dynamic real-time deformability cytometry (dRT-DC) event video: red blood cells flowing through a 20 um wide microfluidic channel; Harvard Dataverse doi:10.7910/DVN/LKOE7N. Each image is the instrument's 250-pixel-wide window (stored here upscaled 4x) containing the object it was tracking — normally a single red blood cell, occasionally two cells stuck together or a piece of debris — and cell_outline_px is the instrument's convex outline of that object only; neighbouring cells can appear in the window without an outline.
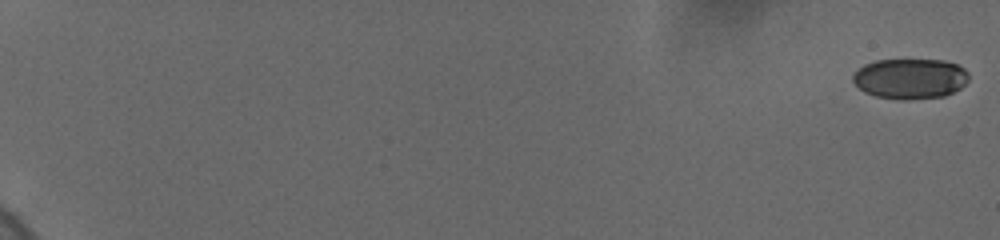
{"species": "human", "species_latin": "Homo sapiens", "temperature_condition": "cold", "stored_images_in_passage": 69, "camera_frame_rate_fps": 3000, "um_per_image_px": 0.085, "donor": {"sex": "female"}, "frame": {"image": 1, "passage_image": 1, "time_ms": 0.0, "image_size_px": [1000, 240], "cell_outline_px": [[968, 80], [960, 88], [944, 96], [904, 100], [876, 96], [864, 92], [852, 80], [852, 76], [864, 64], [876, 60], [944, 60], [956, 64], [964, 68], [968, 72]], "centroid_in_image_um": [77.37, 6.68], "position_along_channel_um": 7.6, "area_um2": 27.11}}
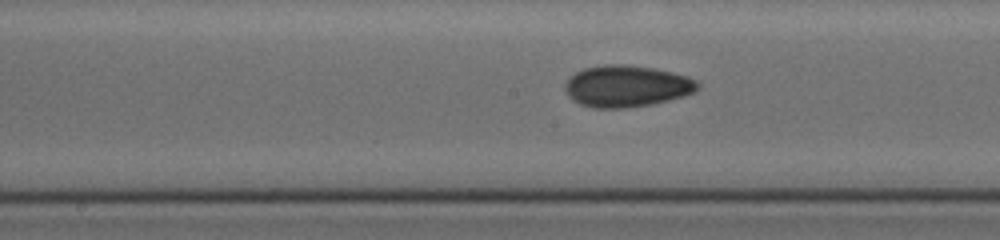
{"frame": {"image": 2, "passage_image": 36, "time_ms": 11.333, "image_size_px": [1000, 240], "cell_outline_px": [[700, 88], [684, 96], [652, 104], [628, 108], [592, 108], [580, 104], [572, 100], [568, 96], [564, 88], [564, 84], [576, 72], [584, 68], [604, 64], [624, 64], [652, 68], [672, 72], [688, 76], [696, 80], [700, 84]], "centroid_in_image_um": [53.26, 7.33], "position_along_channel_um": 194.9, "area_um2": 32.31}}
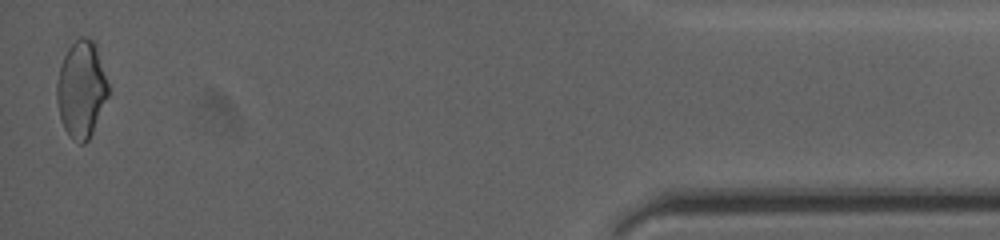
{"frame": {"image": 3, "passage_image": 69, "time_ms": 19.333, "image_size_px": [1000, 240], "cell_outline_px": [[108, 96], [92, 132], [88, 140], [84, 144], [80, 144], [72, 140], [68, 136], [60, 120], [56, 100], [56, 84], [60, 68], [64, 56], [68, 48], [80, 36], [84, 36], [92, 40], [96, 44], [108, 84]], "centroid_in_image_um": [6.9, 7.61], "position_along_channel_um": 428.3, "area_um2": 29.02}, "authors_computed_cell_mechanics": {"area_um2": 29.0734, "velocity_mm_per_s": 3.711, "shape_relaxation_time_tau1_ms": 8.0081, "shape_relaxation_time_tau2_ms": 3.0623, "deformation_change_tau1": 0.1338, "deformation_change_tau2": 0.0709}}